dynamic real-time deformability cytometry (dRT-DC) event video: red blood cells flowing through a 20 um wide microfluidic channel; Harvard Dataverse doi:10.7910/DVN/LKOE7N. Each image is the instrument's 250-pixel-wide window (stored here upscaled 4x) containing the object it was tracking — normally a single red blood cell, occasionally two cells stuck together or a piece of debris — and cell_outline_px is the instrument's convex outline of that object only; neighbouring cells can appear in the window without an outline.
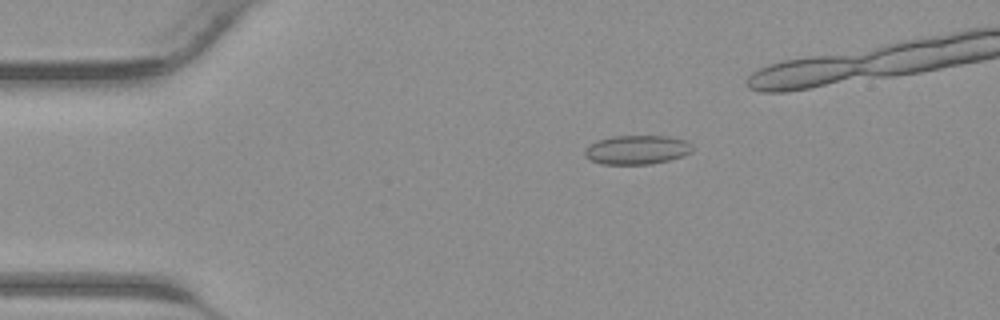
{"species": "common noctule bat (a hibernating species)", "species_latin": "Nyctalus noctula", "temperature_condition": "warm", "stored_images_in_passage": 27, "camera_frame_rate_fps": 3000, "um_per_image_px": 0.085, "animal": {"sex": "male", "body_mass_g": 23.1, "forearm_length_mm": 52.7}, "frame": {"image": 1, "passage_image": 1, "time_ms": 0.0, "image_size_px": [1000, 320], "cell_outline_px": [[692, 152], [684, 156], [652, 164], [600, 164], [584, 156], [584, 148], [596, 140], [612, 136], [668, 136], [688, 140], [692, 144]], "centroid_in_image_um": [54.15, 12.72], "position_along_channel_um": 30.9, "area_um2": 18.5}}
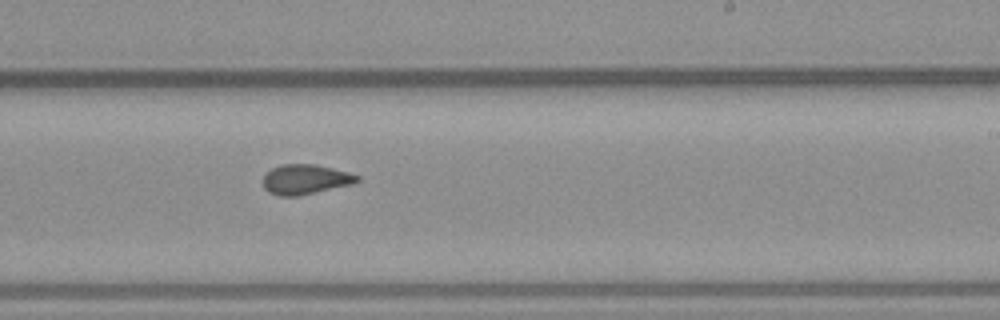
{"frame": {"image": 2, "passage_image": 18, "time_ms": 5.667, "image_size_px": [1000, 320], "cell_outline_px": [[360, 180], [352, 184], [300, 196], [280, 196], [268, 192], [264, 188], [264, 176], [272, 168], [280, 164], [316, 164], [348, 172], [360, 176]], "centroid_in_image_um": [25.97, 15.25], "position_along_channel_um": 263.0, "area_um2": 16.42}}
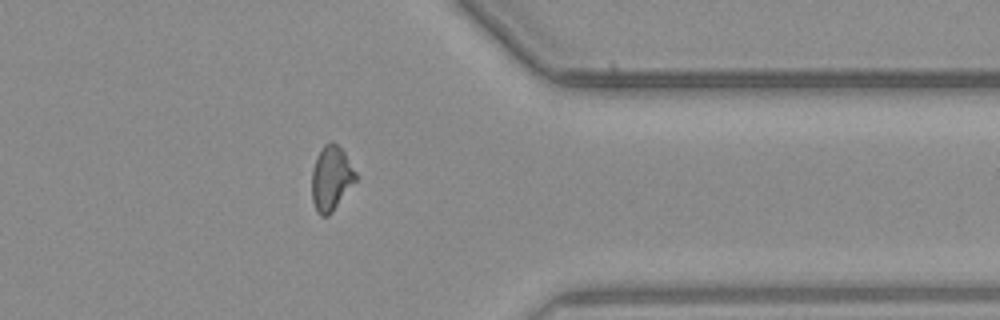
{"frame": {"image": 3, "passage_image": 26, "time_ms": 8.333, "image_size_px": [1000, 320], "cell_outline_px": [[356, 180], [332, 212], [328, 216], [320, 216], [316, 212], [312, 200], [312, 168], [316, 156], [324, 144], [332, 140], [344, 152], [356, 172]], "centroid_in_image_um": [28.12, 15.15], "position_along_channel_um": 383.3, "area_um2": 16.53}}